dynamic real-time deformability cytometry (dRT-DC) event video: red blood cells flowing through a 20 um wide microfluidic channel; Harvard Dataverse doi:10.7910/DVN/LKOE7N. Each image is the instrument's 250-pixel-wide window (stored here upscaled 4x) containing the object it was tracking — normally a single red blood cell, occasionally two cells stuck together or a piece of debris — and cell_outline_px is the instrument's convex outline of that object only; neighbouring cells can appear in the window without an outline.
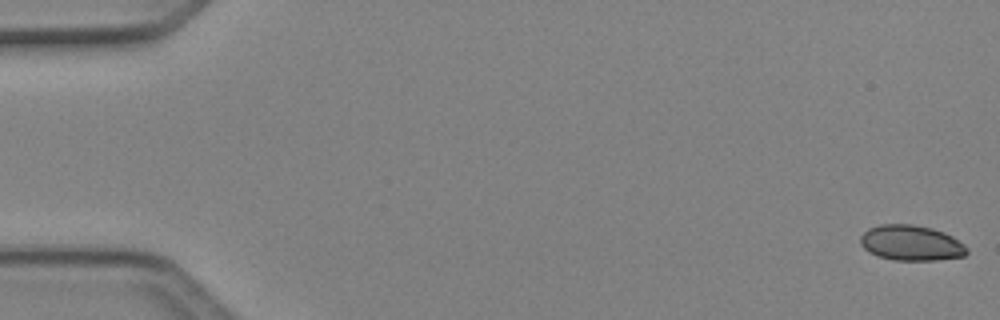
{"species": "Egyptian fruit bat (a non-hibernating species)", "species_latin": "Rousettus aegyptiacus", "temperature_condition": "cold", "stored_images_in_passage": 5, "camera_frame_rate_fps": 3000, "um_per_image_px": 0.085, "animal": {"sex": "female"}, "frame": {"image": 1, "passage_image": 1, "time_ms": 0.0, "image_size_px": [1000, 320], "cell_outline_px": [[968, 252], [964, 256], [936, 260], [892, 260], [876, 256], [868, 252], [860, 244], [860, 236], [868, 228], [880, 224], [912, 224], [932, 228], [944, 232], [952, 236], [964, 244], [968, 248]], "centroid_in_image_um": [77.43, 20.65], "position_along_channel_um": 7.6, "area_um2": 22.2}}
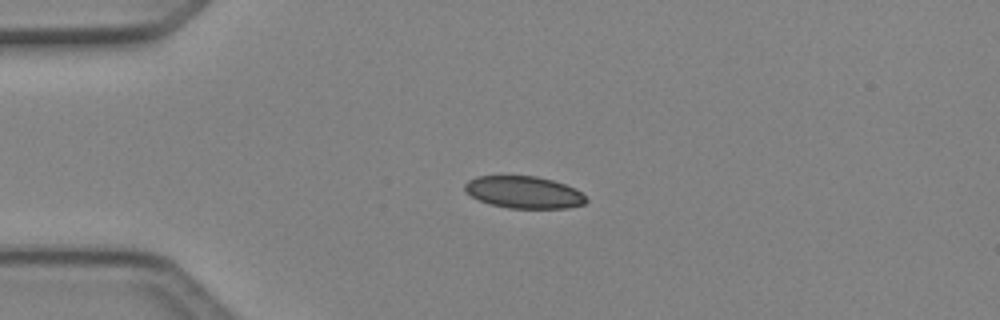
{"frame": {"image": 2, "passage_image": 4, "time_ms": 1.0, "image_size_px": [1000, 320], "cell_outline_px": [[588, 200], [584, 204], [568, 208], [508, 208], [492, 204], [480, 200], [472, 196], [464, 188], [464, 184], [468, 180], [476, 176], [536, 176], [552, 180], [576, 188]], "centroid_in_image_um": [44.55, 16.34], "position_along_channel_um": 40.5, "area_um2": 22.54}}